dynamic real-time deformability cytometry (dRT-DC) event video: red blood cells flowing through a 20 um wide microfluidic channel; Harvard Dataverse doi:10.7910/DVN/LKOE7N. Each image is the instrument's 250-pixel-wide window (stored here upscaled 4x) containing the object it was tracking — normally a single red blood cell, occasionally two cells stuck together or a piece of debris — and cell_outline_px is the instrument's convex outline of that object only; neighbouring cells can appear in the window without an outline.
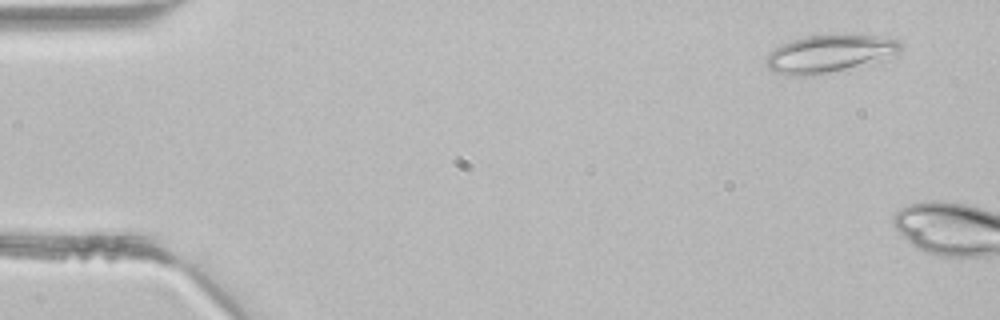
{"species": "common noctule bat (a hibernating species)", "species_latin": "Nyctalus noctula", "temperature_condition": "room temperature", "stored_images_in_passage": 5, "camera_frame_rate_fps": 3000, "um_per_image_px": 0.085, "animal": {"sex": "male", "body_mass_g": 21.5, "forearm_length_mm": 52.0}, "frame": {"image": 1, "passage_image": 1, "time_ms": 0.0, "image_size_px": [1000, 320], "cell_outline_px": [[904, 44], [896, 52], [884, 60], [828, 72], [804, 76], [788, 76], [772, 72], [768, 68], [764, 60], [768, 52], [792, 40], [808, 36], [876, 36], [900, 40]], "centroid_in_image_um": [70.45, 4.59], "position_along_channel_um": 14.6, "area_um2": 28.9}}